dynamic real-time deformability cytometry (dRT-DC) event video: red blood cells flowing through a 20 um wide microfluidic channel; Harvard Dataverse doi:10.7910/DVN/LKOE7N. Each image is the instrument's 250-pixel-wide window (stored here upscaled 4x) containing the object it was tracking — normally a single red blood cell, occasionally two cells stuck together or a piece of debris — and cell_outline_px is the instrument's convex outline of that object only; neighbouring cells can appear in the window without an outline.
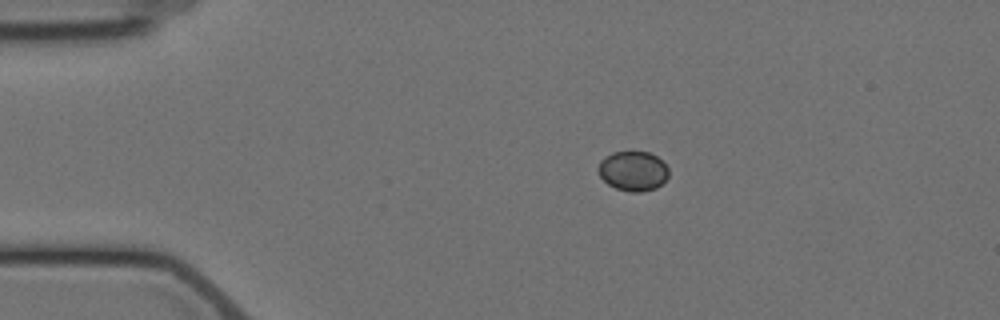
{"species": "Egyptian fruit bat (a non-hibernating species)", "species_latin": "Rousettus aegyptiacus", "temperature_condition": "cold", "stored_images_in_passage": 7, "camera_frame_rate_fps": 3000, "um_per_image_px": 0.085, "animal": {"sex": "female"}, "frame": {"image": 1, "passage_image": 3, "time_ms": 2.333, "image_size_px": [1000, 320], "cell_outline_px": [[668, 176], [656, 188], [640, 192], [628, 192], [616, 188], [608, 184], [600, 176], [596, 168], [600, 160], [604, 156], [612, 152], [648, 152], [656, 156], [668, 168]], "centroid_in_image_um": [53.76, 14.53], "position_along_channel_um": 31.2, "area_um2": 16.3}}
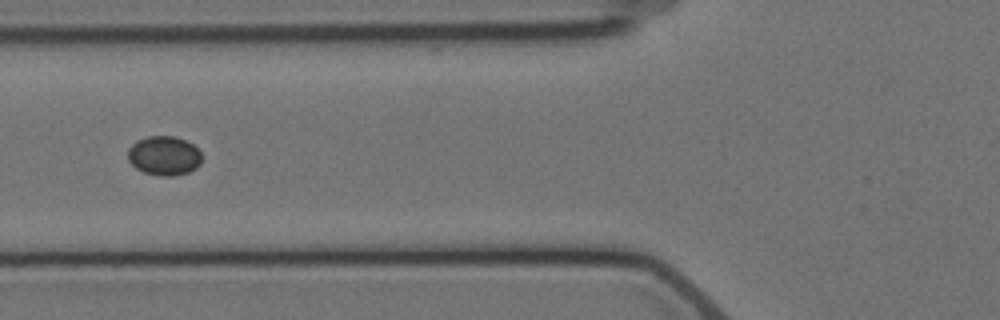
{"frame": {"image": 2, "passage_image": 6, "time_ms": 6.0, "image_size_px": [1000, 320], "cell_outline_px": [[200, 164], [196, 168], [188, 172], [172, 176], [160, 176], [144, 172], [136, 168], [128, 160], [128, 148], [136, 140], [148, 136], [176, 136], [192, 144], [200, 152]], "centroid_in_image_um": [13.92, 13.23], "position_along_channel_um": 111.9, "area_um2": 16.88}}
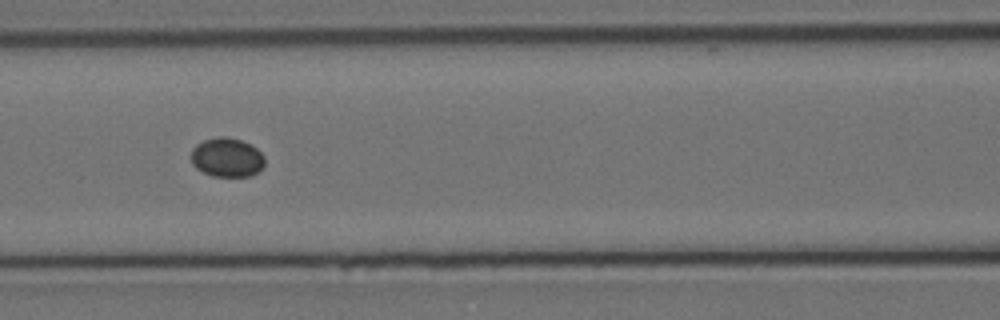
{"frame": {"image": 3, "passage_image": 7, "time_ms": 7.0, "image_size_px": [1000, 320], "cell_outline_px": [[264, 164], [252, 176], [212, 176], [196, 168], [192, 164], [192, 148], [196, 144], [204, 140], [220, 136], [224, 136], [240, 140], [256, 148], [264, 156]], "centroid_in_image_um": [19.27, 13.38], "position_along_channel_um": 147.3, "area_um2": 16.59}}